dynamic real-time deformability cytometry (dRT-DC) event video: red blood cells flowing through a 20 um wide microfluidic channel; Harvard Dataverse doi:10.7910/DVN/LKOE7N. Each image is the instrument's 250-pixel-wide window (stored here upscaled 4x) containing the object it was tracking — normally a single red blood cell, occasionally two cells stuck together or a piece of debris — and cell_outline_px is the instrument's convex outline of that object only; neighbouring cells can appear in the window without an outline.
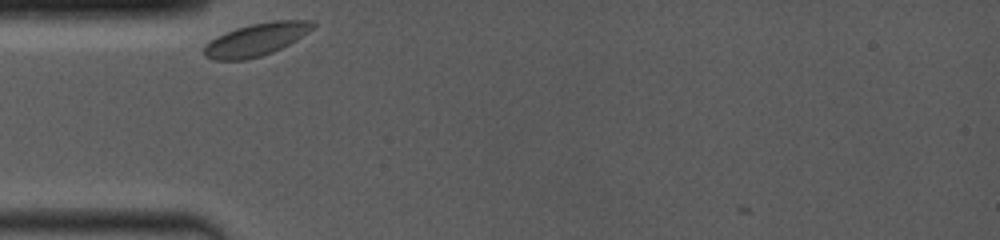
{"species": "common noctule bat (a hibernating species)", "species_latin": "Nyctalus noctula", "temperature_condition": "room temperature", "stored_images_in_passage": 22, "camera_frame_rate_fps": 4000, "um_per_image_px": 0.085, "animal": {"sex": "female", "body_mass_g": 19.0, "forearm_length_mm": 53.3}, "frame": {"image": 1, "passage_image": 1, "time_ms": 0.0, "image_size_px": [1000, 240], "cell_outline_px": [[316, 24], [308, 32], [296, 40], [272, 52], [260, 56], [244, 60], [212, 60], [204, 56], [204, 44], [236, 28], [252, 24], [272, 20], [312, 20]], "centroid_in_image_um": [21.78, 3.36], "position_along_channel_um": 63.2, "area_um2": 20.4}}
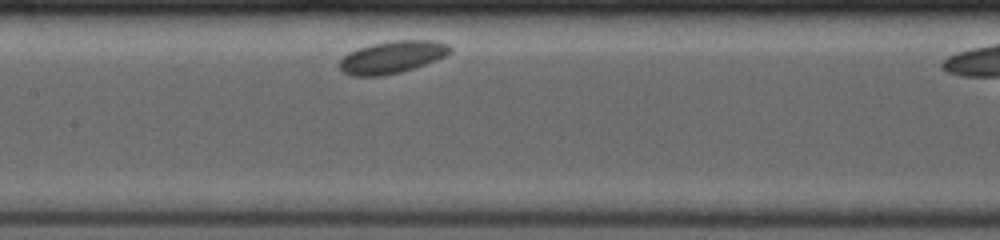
{"frame": {"image": 2, "passage_image": 11, "time_ms": 3.25, "image_size_px": [1000, 240], "cell_outline_px": [[452, 52], [444, 56], [424, 64], [400, 72], [380, 76], [356, 76], [344, 72], [340, 68], [340, 60], [348, 52], [356, 48], [372, 44], [392, 40], [436, 40], [448, 44], [452, 48]], "centroid_in_image_um": [33.34, 4.83], "position_along_channel_um": 174.1, "area_um2": 20.69}}
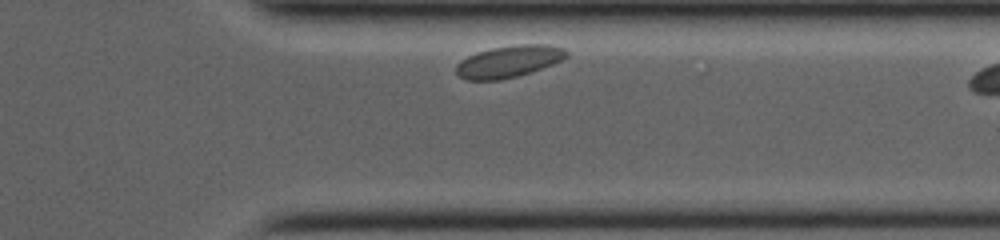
{"frame": {"image": 3, "passage_image": 21, "time_ms": 8.75, "image_size_px": [1000, 240], "cell_outline_px": [[568, 56], [564, 60], [516, 76], [500, 80], [464, 80], [456, 72], [456, 64], [460, 60], [476, 52], [492, 48], [516, 44], [548, 44], [564, 48], [568, 52]], "centroid_in_image_um": [43.25, 5.21], "position_along_channel_um": 368.2, "area_um2": 20.52}}